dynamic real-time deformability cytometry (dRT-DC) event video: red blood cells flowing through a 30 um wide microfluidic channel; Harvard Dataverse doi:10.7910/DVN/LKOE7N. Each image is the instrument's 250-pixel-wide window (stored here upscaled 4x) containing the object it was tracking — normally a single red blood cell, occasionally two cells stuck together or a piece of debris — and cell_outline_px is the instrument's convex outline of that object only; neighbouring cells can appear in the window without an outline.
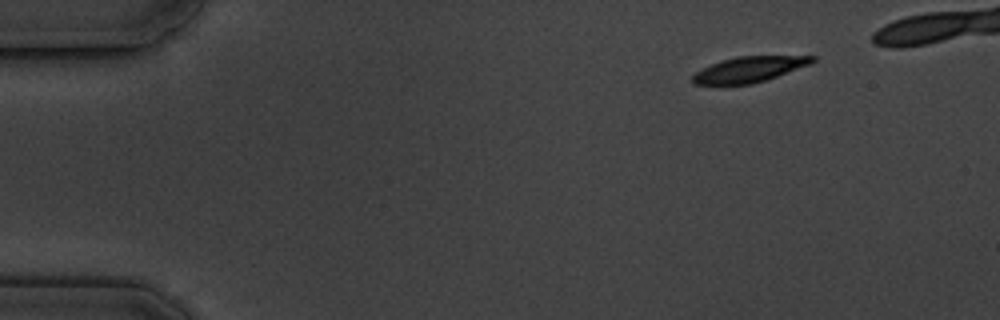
{"species": "common noctule bat (a hibernating species)", "species_latin": "Nyctalus noctula", "temperature_condition": "cold", "stored_images_in_passage": 4, "camera_frame_rate_fps": 3000, "um_per_image_px": 0.085, "animal": {"sex": "male", "body_mass_g": 19.5, "forearm_length_mm": 54.6}, "frame": {"image": 1, "passage_image": 1, "time_ms": 0.0, "image_size_px": [1000, 320], "cell_outline_px": [[816, 60], [812, 64], [752, 84], [696, 84], [692, 80], [692, 76], [696, 72], [712, 64], [736, 56], [816, 56]], "centroid_in_image_um": [63.73, 5.89], "position_along_channel_um": 21.3, "area_um2": 17.46}}